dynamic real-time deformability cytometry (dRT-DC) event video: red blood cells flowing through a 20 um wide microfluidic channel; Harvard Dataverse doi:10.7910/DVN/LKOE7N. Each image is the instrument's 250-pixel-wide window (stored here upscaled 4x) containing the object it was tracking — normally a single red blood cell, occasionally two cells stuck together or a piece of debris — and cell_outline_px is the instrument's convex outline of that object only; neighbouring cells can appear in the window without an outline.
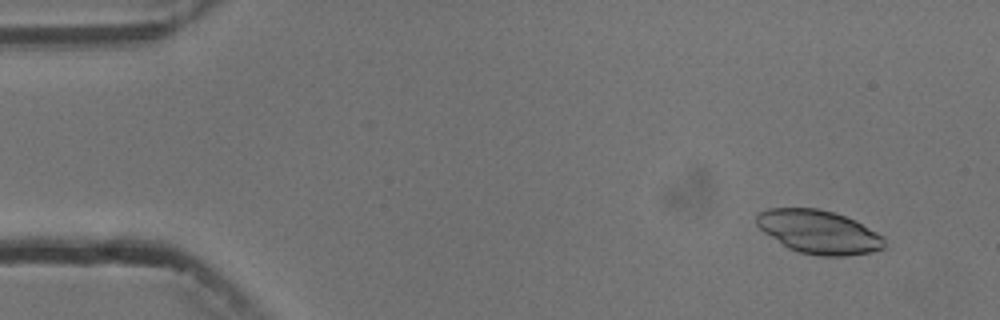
{"species": "common noctule bat (a hibernating species)", "species_latin": "Nyctalus noctula", "temperature_condition": "cold", "stored_images_in_passage": 5, "camera_frame_rate_fps": 3000, "um_per_image_px": 0.085, "animal": {"sex": "male", "body_mass_g": 13.3}, "frame": {"image": 1, "passage_image": 1, "time_ms": 0.0, "image_size_px": [1000, 320], "cell_outline_px": [[888, 248], [872, 252], [844, 256], [820, 256], [800, 252], [788, 248], [764, 232], [756, 224], [756, 216], [760, 212], [768, 208], [816, 208], [832, 212], [856, 220], [884, 236]], "centroid_in_image_um": [69.65, 19.72], "position_along_channel_um": 15.4, "area_um2": 32.54}}